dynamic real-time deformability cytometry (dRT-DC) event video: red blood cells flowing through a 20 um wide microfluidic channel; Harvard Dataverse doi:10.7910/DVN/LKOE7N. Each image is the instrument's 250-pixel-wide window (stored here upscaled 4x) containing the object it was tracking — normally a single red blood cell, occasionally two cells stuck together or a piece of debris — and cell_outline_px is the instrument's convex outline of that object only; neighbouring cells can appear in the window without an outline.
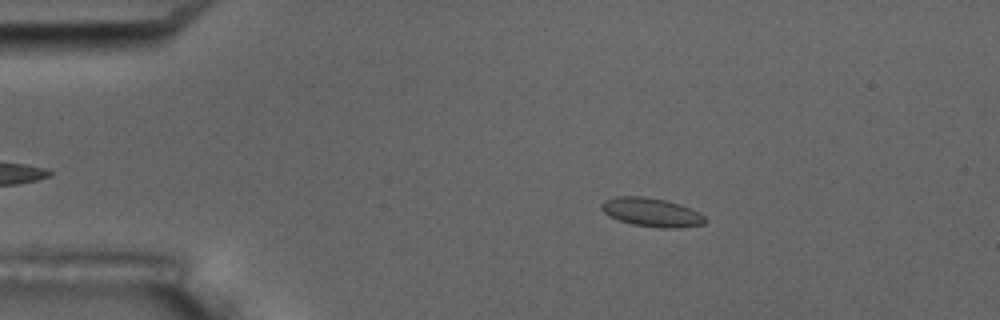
{"species": "common noctule bat (a hibernating species)", "species_latin": "Nyctalus noctula", "temperature_condition": "room temperature", "stored_images_in_passage": 6, "camera_frame_rate_fps": 3000, "um_per_image_px": 0.085, "animal": {"sex": "male", "body_mass_g": 17.5, "forearm_length_mm": 52.3}, "frame": {"image": 1, "passage_image": 4, "time_ms": 3.333, "image_size_px": [1000, 320], "cell_outline_px": [[708, 220], [704, 224], [680, 228], [664, 228], [632, 224], [608, 216], [600, 208], [600, 204], [604, 200], [616, 196], [644, 196], [664, 200], [680, 204], [692, 208], [700, 212]], "centroid_in_image_um": [55.4, 18.04], "position_along_channel_um": 29.6, "area_um2": 17.51}}